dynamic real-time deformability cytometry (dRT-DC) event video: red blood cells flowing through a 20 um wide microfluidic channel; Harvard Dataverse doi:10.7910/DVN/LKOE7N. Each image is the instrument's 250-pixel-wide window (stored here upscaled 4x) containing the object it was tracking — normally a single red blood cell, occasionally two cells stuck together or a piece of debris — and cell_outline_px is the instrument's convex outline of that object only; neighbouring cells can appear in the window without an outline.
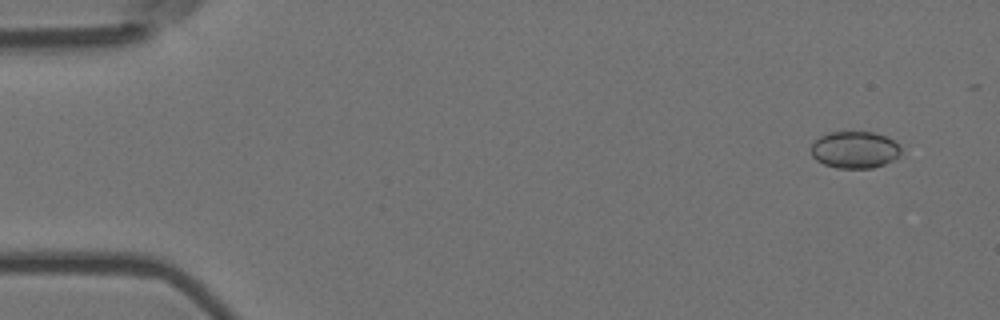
{"species": "Egyptian fruit bat (a non-hibernating species)", "species_latin": "Rousettus aegyptiacus", "temperature_condition": "room temperature", "stored_images_in_passage": 19, "camera_frame_rate_fps": 3000, "um_per_image_px": 0.085, "animal": {"sex": "female"}, "frame": {"image": 1, "passage_image": 3, "time_ms": 0.667, "image_size_px": [1000, 320], "cell_outline_px": [[900, 156], [896, 160], [872, 168], [836, 168], [824, 164], [816, 160], [812, 156], [812, 144], [820, 136], [828, 132], [872, 132], [888, 136], [900, 148]], "centroid_in_image_um": [72.66, 12.74], "position_along_channel_um": 12.3, "area_um2": 19.42}}
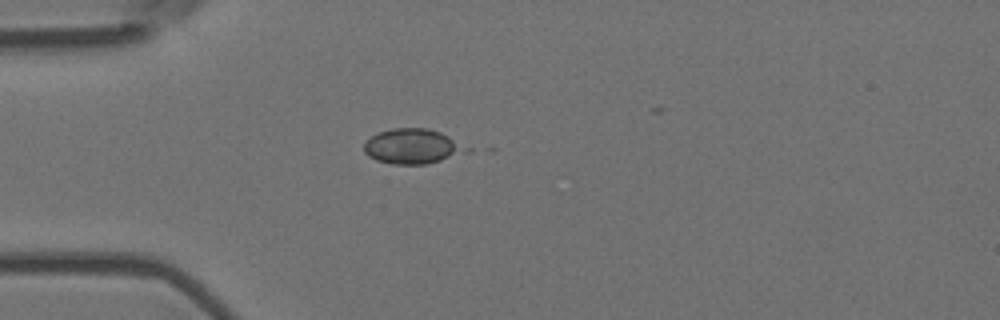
{"frame": {"image": 2, "passage_image": 15, "time_ms": 4.667, "image_size_px": [1000, 320], "cell_outline_px": [[472, 152], [424, 164], [392, 164], [376, 160], [368, 156], [364, 152], [364, 140], [380, 132], [392, 128], [428, 128], [440, 132], [472, 148]], "centroid_in_image_um": [35.09, 12.44], "position_along_channel_um": 49.9, "area_um2": 21.1}}